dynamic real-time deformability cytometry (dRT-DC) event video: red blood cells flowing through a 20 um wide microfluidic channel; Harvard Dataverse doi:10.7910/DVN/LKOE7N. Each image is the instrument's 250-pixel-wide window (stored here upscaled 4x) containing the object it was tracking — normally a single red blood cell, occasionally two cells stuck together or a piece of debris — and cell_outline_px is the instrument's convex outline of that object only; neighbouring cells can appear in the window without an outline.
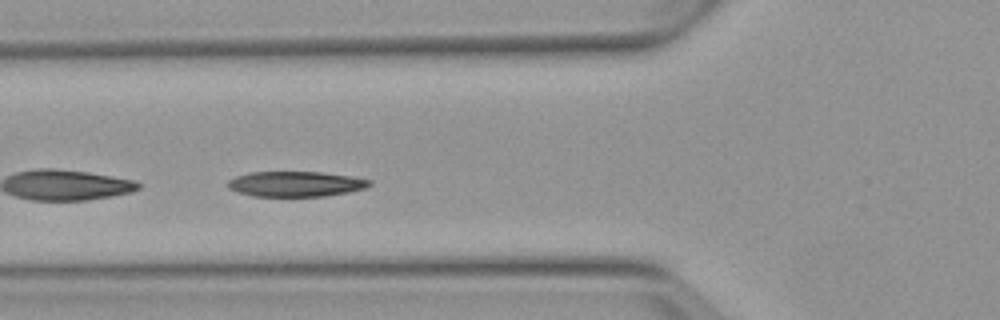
{"species": "Egyptian fruit bat (a non-hibernating species)", "species_latin": "Rousettus aegyptiacus", "temperature_condition": "warm", "stored_images_in_passage": 7, "camera_frame_rate_fps": 3000, "um_per_image_px": 0.085, "animal": {"sex": "female"}, "frame": {"image": 1, "passage_image": 3, "time_ms": 3.333, "image_size_px": [1000, 320], "cell_outline_px": [[372, 184], [364, 188], [348, 192], [324, 196], [252, 196], [236, 192], [228, 188], [228, 180], [236, 176], [248, 172], [320, 172], [348, 176], [372, 180]], "centroid_in_image_um": [25.09, 15.64], "position_along_channel_um": 100.7, "area_um2": 20.81}}
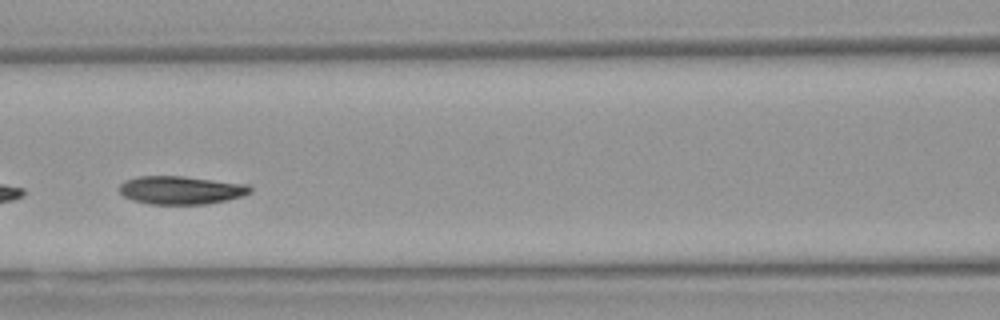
{"frame": {"image": 2, "passage_image": 4, "time_ms": 4.667, "image_size_px": [1000, 320], "cell_outline_px": [[252, 192], [228, 200], [208, 204], [148, 204], [132, 200], [124, 196], [120, 192], [120, 184], [124, 180], [136, 176], [180, 176], [248, 184], [252, 188]], "centroid_in_image_um": [15.37, 16.16], "position_along_channel_um": 151.2, "area_um2": 21.56}}
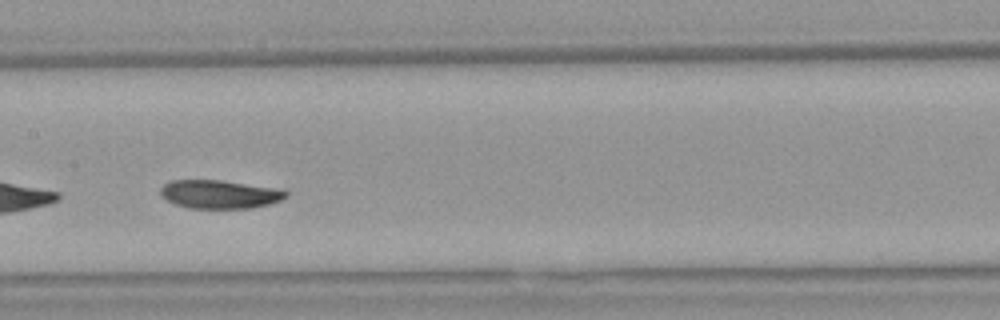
{"frame": {"image": 3, "passage_image": 5, "time_ms": 5.667, "image_size_px": [1000, 320], "cell_outline_px": [[288, 196], [280, 200], [268, 204], [252, 208], [188, 208], [176, 204], [160, 196], [160, 188], [164, 184], [172, 180], [220, 180], [284, 188], [288, 192]], "centroid_in_image_um": [18.71, 16.5], "position_along_channel_um": 188.7, "area_um2": 21.04}}